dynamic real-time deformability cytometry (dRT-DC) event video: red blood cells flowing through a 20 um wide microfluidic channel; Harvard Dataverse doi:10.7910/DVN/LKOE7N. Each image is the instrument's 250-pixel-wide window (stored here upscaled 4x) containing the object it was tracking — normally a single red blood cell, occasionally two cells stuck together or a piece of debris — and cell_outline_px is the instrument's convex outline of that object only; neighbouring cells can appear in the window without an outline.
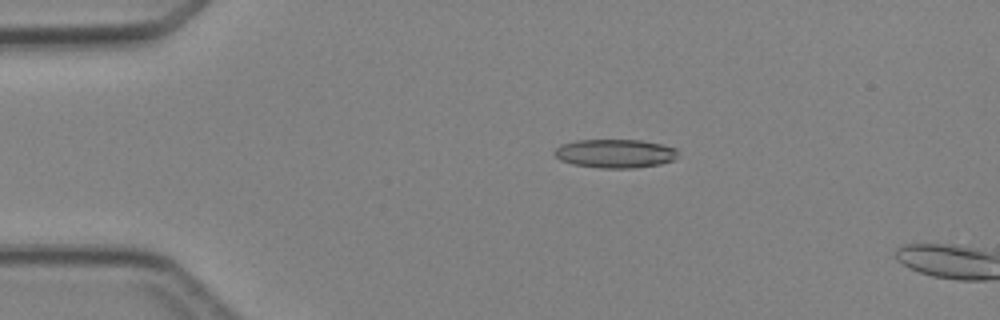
{"species": "Egyptian fruit bat (a non-hibernating species)", "species_latin": "Rousettus aegyptiacus", "temperature_condition": "cold", "stored_images_in_passage": 3, "camera_frame_rate_fps": 3000, "um_per_image_px": 0.085, "animal": {"sex": "female"}, "frame": {"image": 1, "passage_image": 2, "time_ms": 1.333, "image_size_px": [1000, 320], "cell_outline_px": [[676, 156], [672, 160], [660, 164], [636, 168], [600, 168], [572, 164], [560, 160], [552, 152], [560, 144], [576, 140], [640, 140], [660, 144], [676, 148]], "centroid_in_image_um": [52.23, 13.05], "position_along_channel_um": 32.8, "area_um2": 20.63}}